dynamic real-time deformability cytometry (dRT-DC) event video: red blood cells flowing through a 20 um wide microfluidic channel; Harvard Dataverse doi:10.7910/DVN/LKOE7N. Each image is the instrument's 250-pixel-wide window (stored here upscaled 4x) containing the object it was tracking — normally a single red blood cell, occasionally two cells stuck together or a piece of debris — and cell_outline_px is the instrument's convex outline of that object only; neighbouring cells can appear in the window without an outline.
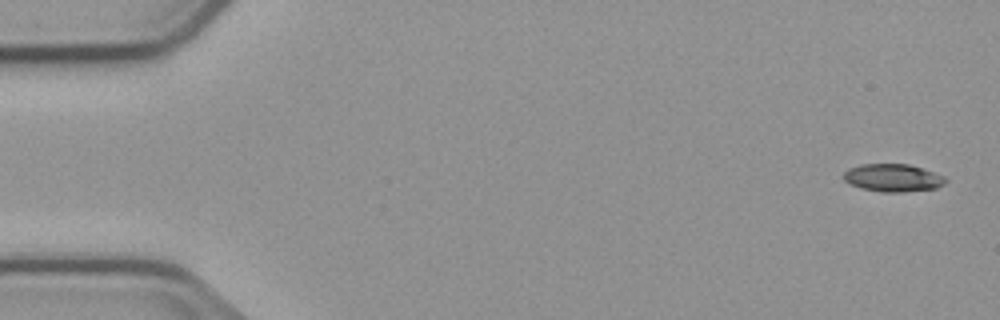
{"species": "common noctule bat (a hibernating species)", "species_latin": "Nyctalus noctula", "temperature_condition": "cold", "stored_images_in_passage": 6, "segment_of_instrument_passage": [1, 2], "camera_frame_rate_fps": 3000, "um_per_image_px": 0.085, "animal": {"sex": "male", "body_mass_g": 23.1, "forearm_length_mm": 52.7}, "frame": {"image": 1, "passage_image": 1, "time_ms": 0.0, "image_size_px": [1000, 320], "cell_outline_px": [[948, 180], [944, 184], [936, 188], [904, 192], [880, 192], [860, 188], [844, 180], [844, 172], [848, 168], [860, 164], [908, 164], [944, 176]], "centroid_in_image_um": [75.88, 15.12], "position_along_channel_um": 9.1, "area_um2": 16.42}}
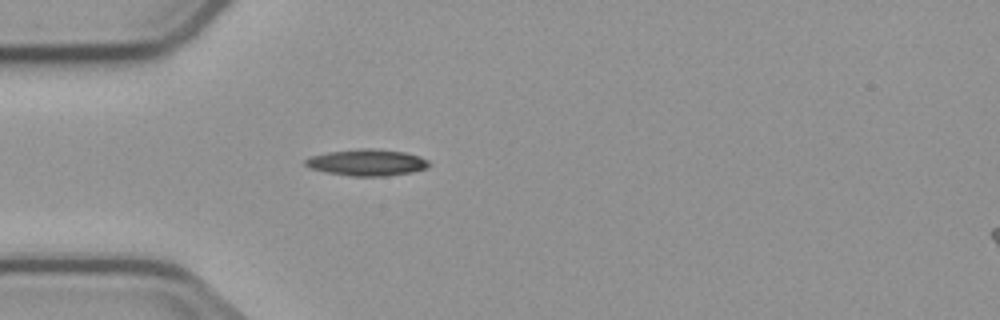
{"frame": {"image": 2, "passage_image": 5, "time_ms": 4.667, "image_size_px": [1000, 320], "cell_outline_px": [[432, 164], [428, 168], [412, 172], [384, 176], [352, 176], [328, 172], [308, 168], [304, 164], [304, 160], [308, 156], [328, 152], [360, 148], [372, 148], [404, 152], [420, 156], [428, 160]], "centroid_in_image_um": [31.19, 13.8], "position_along_channel_um": 53.8, "area_um2": 19.25}}